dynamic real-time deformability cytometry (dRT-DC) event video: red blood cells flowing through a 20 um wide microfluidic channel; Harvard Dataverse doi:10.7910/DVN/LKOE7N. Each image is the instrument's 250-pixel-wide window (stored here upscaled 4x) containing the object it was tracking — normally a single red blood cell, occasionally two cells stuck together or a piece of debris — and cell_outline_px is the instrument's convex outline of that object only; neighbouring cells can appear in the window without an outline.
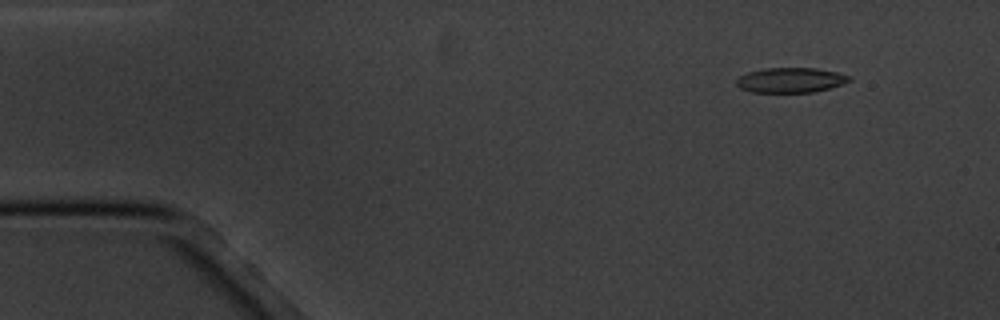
{"species": "common noctule bat (a hibernating species)", "species_latin": "Nyctalus noctula", "temperature_condition": "cold", "stored_images_in_passage": 5, "camera_frame_rate_fps": 3000, "um_per_image_px": 0.085, "animal": {"sex": "male", "body_mass_g": 20.1, "forearm_length_mm": 53.5}, "frame": {"image": 1, "passage_image": 2, "time_ms": 1.333, "image_size_px": [1000, 320], "cell_outline_px": [[852, 80], [844, 84], [812, 92], [752, 92], [740, 88], [736, 84], [736, 80], [740, 76], [748, 72], [764, 68], [816, 68], [836, 72], [852, 76]], "centroid_in_image_um": [67.22, 6.8], "position_along_channel_um": 17.8, "area_um2": 16.42}}
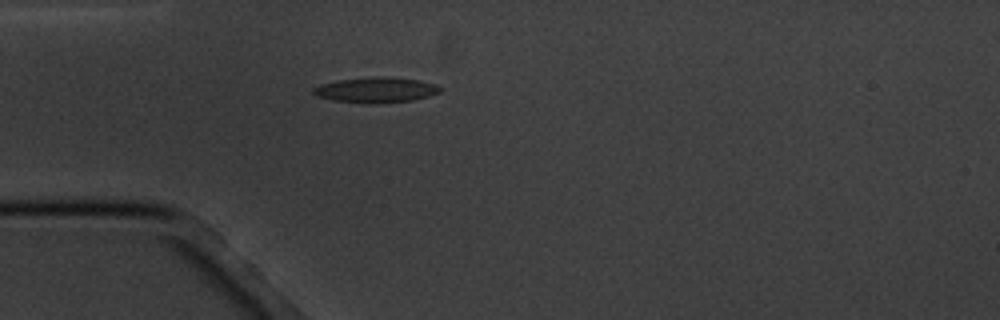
{"frame": {"image": 2, "passage_image": 5, "time_ms": 4.667, "image_size_px": [1000, 320], "cell_outline_px": [[444, 88], [440, 92], [428, 96], [412, 100], [376, 104], [364, 104], [332, 100], [316, 96], [312, 92], [312, 88], [320, 84], [336, 80], [372, 76], [388, 76], [420, 80], [436, 84]], "centroid_in_image_um": [31.94, 7.64], "position_along_channel_um": 53.1, "area_um2": 19.25}}